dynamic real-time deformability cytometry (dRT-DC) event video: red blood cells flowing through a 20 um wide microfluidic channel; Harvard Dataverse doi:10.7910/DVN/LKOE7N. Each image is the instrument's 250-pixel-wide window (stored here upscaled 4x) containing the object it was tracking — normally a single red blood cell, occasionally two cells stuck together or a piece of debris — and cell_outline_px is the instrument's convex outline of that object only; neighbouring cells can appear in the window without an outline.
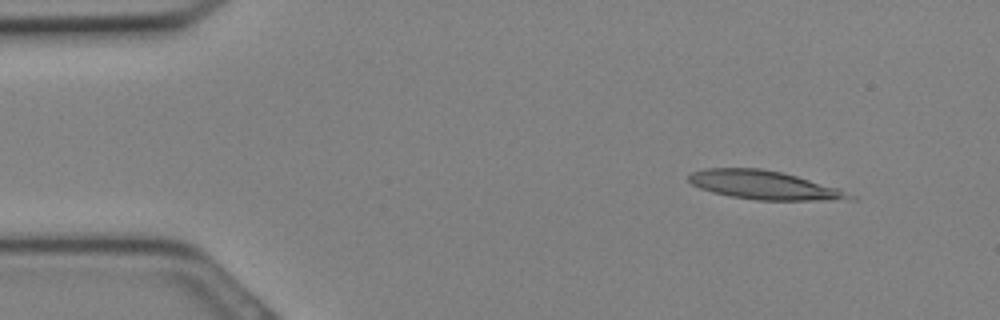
{"species": "Egyptian fruit bat (a non-hibernating species)", "species_latin": "Rousettus aegyptiacus", "temperature_condition": "cold", "stored_images_in_passage": 18, "camera_frame_rate_fps": 3000, "um_per_image_px": 0.085, "animal": {"sex": "female"}, "frame": {"image": 1, "passage_image": 3, "time_ms": 0.667, "image_size_px": [1000, 320], "cell_outline_px": [[856, 200], [756, 200], [732, 196], [712, 192], [700, 188], [692, 184], [688, 180], [688, 176], [692, 172], [704, 168], [760, 168], [780, 172], [796, 176], [836, 188], [856, 196]], "centroid_in_image_um": [64.93, 15.73], "position_along_channel_um": 20.1, "area_um2": 26.59}}
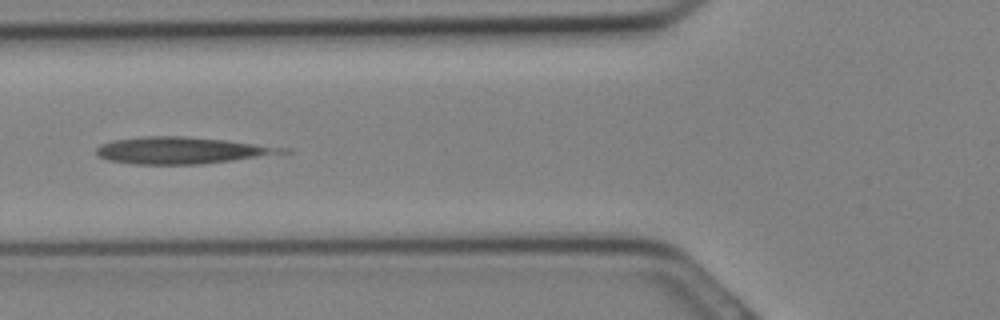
{"frame": {"image": 2, "passage_image": 11, "time_ms": 3.333, "image_size_px": [1000, 320], "cell_outline_px": [[292, 152], [232, 160], [200, 164], [136, 164], [108, 160], [96, 156], [96, 148], [100, 144], [112, 140], [144, 136], [184, 136], [224, 140], [292, 148]], "centroid_in_image_um": [15.43, 12.78], "position_along_channel_um": 110.4, "area_um2": 29.02}}
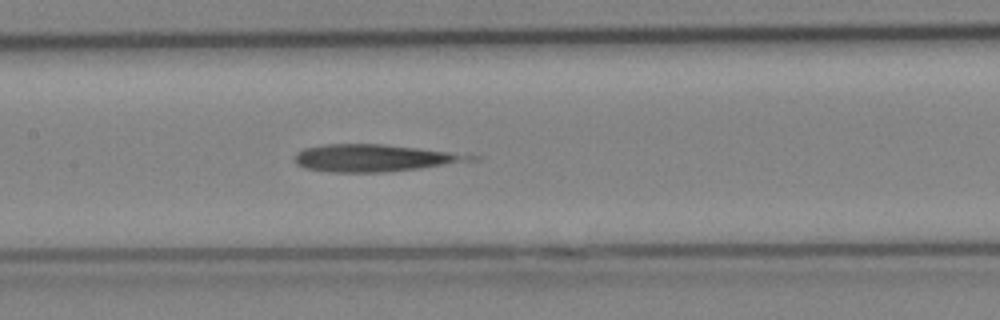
{"frame": {"image": 3, "passage_image": 14, "time_ms": 4.333, "image_size_px": [1000, 320], "cell_outline_px": [[480, 160], [420, 168], [380, 172], [336, 172], [304, 168], [296, 164], [296, 152], [304, 148], [324, 144], [384, 144], [480, 156]], "centroid_in_image_um": [31.82, 13.43], "position_along_channel_um": 175.6, "area_um2": 27.57}}